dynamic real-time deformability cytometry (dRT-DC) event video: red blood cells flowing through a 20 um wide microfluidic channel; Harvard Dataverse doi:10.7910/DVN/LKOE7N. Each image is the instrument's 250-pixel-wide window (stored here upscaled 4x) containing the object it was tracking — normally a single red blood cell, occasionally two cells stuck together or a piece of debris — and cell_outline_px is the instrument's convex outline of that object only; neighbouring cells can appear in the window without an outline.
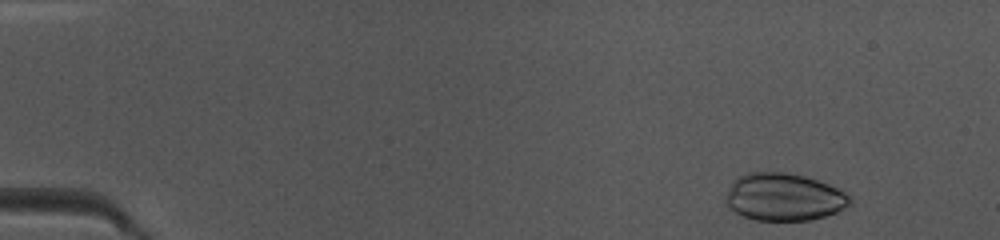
{"species": "common noctule bat (a hibernating species)", "species_latin": "Nyctalus noctula", "temperature_condition": "warm", "stored_images_in_passage": 48, "camera_frame_rate_fps": 3000, "um_per_image_px": 0.085, "animal": {"sex": "female", "body_mass_g": 10.0, "forearm_length_mm": 53.1}, "frame": {"image": 1, "passage_image": 4, "time_ms": 1.0, "image_size_px": [1000, 240], "cell_outline_px": [[852, 204], [836, 212], [812, 220], [756, 220], [744, 216], [728, 208], [724, 200], [724, 196], [728, 188], [740, 176], [748, 172], [784, 172], [804, 176], [828, 184], [852, 196]], "centroid_in_image_um": [66.63, 16.75], "position_along_channel_um": 18.4, "area_um2": 34.39}}
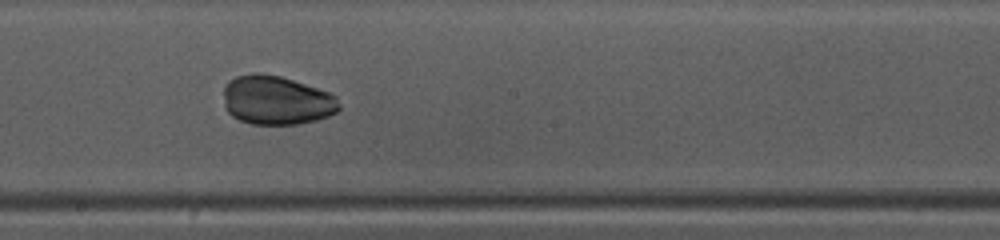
{"frame": {"image": 2, "passage_image": 26, "time_ms": 8.333, "image_size_px": [1000, 240], "cell_outline_px": [[340, 108], [336, 112], [328, 116], [316, 120], [296, 124], [252, 124], [240, 120], [232, 116], [224, 108], [224, 88], [228, 80], [236, 76], [252, 72], [256, 72], [280, 76], [328, 92], [336, 96], [340, 104]], "centroid_in_image_um": [23.47, 8.52], "position_along_channel_um": 224.7, "area_um2": 33.06}}
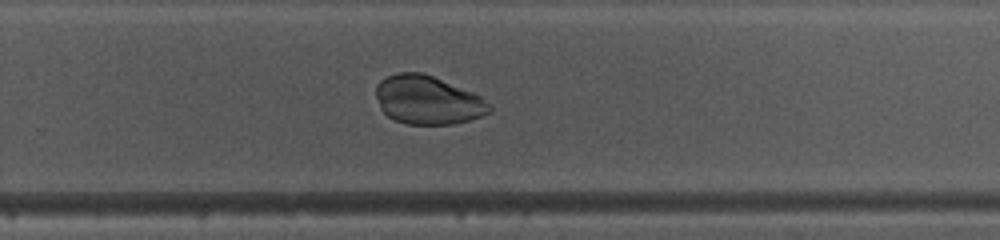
{"frame": {"image": 3, "passage_image": 31, "time_ms": 10.0, "image_size_px": [1000, 240], "cell_outline_px": [[492, 112], [468, 120], [452, 124], [404, 124], [392, 120], [380, 108], [376, 96], [376, 84], [380, 80], [396, 72], [420, 72], [432, 76], [472, 92], [480, 96], [492, 108]], "centroid_in_image_um": [36.32, 8.51], "position_along_channel_um": 293.5, "area_um2": 32.02}}